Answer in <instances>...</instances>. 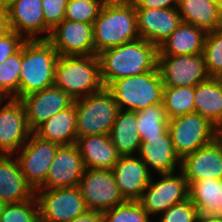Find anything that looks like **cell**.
<instances>
[{"mask_svg": "<svg viewBox=\"0 0 222 222\" xmlns=\"http://www.w3.org/2000/svg\"><path fill=\"white\" fill-rule=\"evenodd\" d=\"M194 112L214 126L222 123V86L214 77L195 86Z\"/></svg>", "mask_w": 222, "mask_h": 222, "instance_id": "f1b7e54d", "label": "cell"}, {"mask_svg": "<svg viewBox=\"0 0 222 222\" xmlns=\"http://www.w3.org/2000/svg\"><path fill=\"white\" fill-rule=\"evenodd\" d=\"M218 17H219L220 23L222 24V1L218 5Z\"/></svg>", "mask_w": 222, "mask_h": 222, "instance_id": "f6af8a7d", "label": "cell"}, {"mask_svg": "<svg viewBox=\"0 0 222 222\" xmlns=\"http://www.w3.org/2000/svg\"><path fill=\"white\" fill-rule=\"evenodd\" d=\"M22 46L0 64V98L19 99Z\"/></svg>", "mask_w": 222, "mask_h": 222, "instance_id": "1f68e13d", "label": "cell"}, {"mask_svg": "<svg viewBox=\"0 0 222 222\" xmlns=\"http://www.w3.org/2000/svg\"><path fill=\"white\" fill-rule=\"evenodd\" d=\"M218 82L220 83V85L222 86V73H220L217 77H215Z\"/></svg>", "mask_w": 222, "mask_h": 222, "instance_id": "7dc6e473", "label": "cell"}, {"mask_svg": "<svg viewBox=\"0 0 222 222\" xmlns=\"http://www.w3.org/2000/svg\"><path fill=\"white\" fill-rule=\"evenodd\" d=\"M2 206H3V203L0 201V211H1Z\"/></svg>", "mask_w": 222, "mask_h": 222, "instance_id": "f907efd6", "label": "cell"}, {"mask_svg": "<svg viewBox=\"0 0 222 222\" xmlns=\"http://www.w3.org/2000/svg\"><path fill=\"white\" fill-rule=\"evenodd\" d=\"M189 187L195 182L205 179L222 180V148L214 140L206 146L185 156L181 160V168Z\"/></svg>", "mask_w": 222, "mask_h": 222, "instance_id": "ffe728a7", "label": "cell"}, {"mask_svg": "<svg viewBox=\"0 0 222 222\" xmlns=\"http://www.w3.org/2000/svg\"><path fill=\"white\" fill-rule=\"evenodd\" d=\"M206 32L181 22L178 28L158 47V55H194L203 53Z\"/></svg>", "mask_w": 222, "mask_h": 222, "instance_id": "cb8c5ba5", "label": "cell"}, {"mask_svg": "<svg viewBox=\"0 0 222 222\" xmlns=\"http://www.w3.org/2000/svg\"><path fill=\"white\" fill-rule=\"evenodd\" d=\"M106 0H68L64 19L93 24Z\"/></svg>", "mask_w": 222, "mask_h": 222, "instance_id": "e575fe53", "label": "cell"}, {"mask_svg": "<svg viewBox=\"0 0 222 222\" xmlns=\"http://www.w3.org/2000/svg\"><path fill=\"white\" fill-rule=\"evenodd\" d=\"M168 131L181 160L215 140V126L196 112L169 119Z\"/></svg>", "mask_w": 222, "mask_h": 222, "instance_id": "52a82bcc", "label": "cell"}, {"mask_svg": "<svg viewBox=\"0 0 222 222\" xmlns=\"http://www.w3.org/2000/svg\"><path fill=\"white\" fill-rule=\"evenodd\" d=\"M139 201H125L103 212V222H152Z\"/></svg>", "mask_w": 222, "mask_h": 222, "instance_id": "d6a6232c", "label": "cell"}, {"mask_svg": "<svg viewBox=\"0 0 222 222\" xmlns=\"http://www.w3.org/2000/svg\"><path fill=\"white\" fill-rule=\"evenodd\" d=\"M58 58L47 39L26 40L22 44L19 100L54 85Z\"/></svg>", "mask_w": 222, "mask_h": 222, "instance_id": "3957f363", "label": "cell"}, {"mask_svg": "<svg viewBox=\"0 0 222 222\" xmlns=\"http://www.w3.org/2000/svg\"><path fill=\"white\" fill-rule=\"evenodd\" d=\"M164 87H195L210 78L203 53L194 55H158L157 64Z\"/></svg>", "mask_w": 222, "mask_h": 222, "instance_id": "8fae6325", "label": "cell"}, {"mask_svg": "<svg viewBox=\"0 0 222 222\" xmlns=\"http://www.w3.org/2000/svg\"><path fill=\"white\" fill-rule=\"evenodd\" d=\"M78 188L87 209L104 212L125 202L112 170L86 169Z\"/></svg>", "mask_w": 222, "mask_h": 222, "instance_id": "30bf717a", "label": "cell"}, {"mask_svg": "<svg viewBox=\"0 0 222 222\" xmlns=\"http://www.w3.org/2000/svg\"><path fill=\"white\" fill-rule=\"evenodd\" d=\"M178 172V175L176 173ZM158 174L160 180L153 181V175L143 191L139 203L149 216H159L172 205L189 199V185L181 170ZM180 173V174H179Z\"/></svg>", "mask_w": 222, "mask_h": 222, "instance_id": "ba28073f", "label": "cell"}, {"mask_svg": "<svg viewBox=\"0 0 222 222\" xmlns=\"http://www.w3.org/2000/svg\"><path fill=\"white\" fill-rule=\"evenodd\" d=\"M75 104L56 113L39 125L33 133L58 145L75 144L77 140Z\"/></svg>", "mask_w": 222, "mask_h": 222, "instance_id": "d4e9b609", "label": "cell"}, {"mask_svg": "<svg viewBox=\"0 0 222 222\" xmlns=\"http://www.w3.org/2000/svg\"><path fill=\"white\" fill-rule=\"evenodd\" d=\"M93 38L96 54L139 39L134 4L130 0H106L93 23Z\"/></svg>", "mask_w": 222, "mask_h": 222, "instance_id": "7a4b0ae2", "label": "cell"}, {"mask_svg": "<svg viewBox=\"0 0 222 222\" xmlns=\"http://www.w3.org/2000/svg\"><path fill=\"white\" fill-rule=\"evenodd\" d=\"M182 22L192 24L206 33L219 30L218 6L209 0H178Z\"/></svg>", "mask_w": 222, "mask_h": 222, "instance_id": "4316f807", "label": "cell"}, {"mask_svg": "<svg viewBox=\"0 0 222 222\" xmlns=\"http://www.w3.org/2000/svg\"><path fill=\"white\" fill-rule=\"evenodd\" d=\"M112 172L125 201H139L152 178V172L137 155L120 156Z\"/></svg>", "mask_w": 222, "mask_h": 222, "instance_id": "d6986e66", "label": "cell"}, {"mask_svg": "<svg viewBox=\"0 0 222 222\" xmlns=\"http://www.w3.org/2000/svg\"><path fill=\"white\" fill-rule=\"evenodd\" d=\"M31 133L22 101L0 98V154L15 155Z\"/></svg>", "mask_w": 222, "mask_h": 222, "instance_id": "4fadbf2b", "label": "cell"}, {"mask_svg": "<svg viewBox=\"0 0 222 222\" xmlns=\"http://www.w3.org/2000/svg\"><path fill=\"white\" fill-rule=\"evenodd\" d=\"M74 104L77 137L110 134L119 107L106 88L95 94L76 99Z\"/></svg>", "mask_w": 222, "mask_h": 222, "instance_id": "8992f818", "label": "cell"}, {"mask_svg": "<svg viewBox=\"0 0 222 222\" xmlns=\"http://www.w3.org/2000/svg\"><path fill=\"white\" fill-rule=\"evenodd\" d=\"M137 127L135 111H118L109 136L120 156L138 154L141 139Z\"/></svg>", "mask_w": 222, "mask_h": 222, "instance_id": "484cf974", "label": "cell"}, {"mask_svg": "<svg viewBox=\"0 0 222 222\" xmlns=\"http://www.w3.org/2000/svg\"><path fill=\"white\" fill-rule=\"evenodd\" d=\"M14 0H0V5L8 7Z\"/></svg>", "mask_w": 222, "mask_h": 222, "instance_id": "bcb514c9", "label": "cell"}, {"mask_svg": "<svg viewBox=\"0 0 222 222\" xmlns=\"http://www.w3.org/2000/svg\"><path fill=\"white\" fill-rule=\"evenodd\" d=\"M198 222H222V216H200Z\"/></svg>", "mask_w": 222, "mask_h": 222, "instance_id": "ee69618b", "label": "cell"}, {"mask_svg": "<svg viewBox=\"0 0 222 222\" xmlns=\"http://www.w3.org/2000/svg\"><path fill=\"white\" fill-rule=\"evenodd\" d=\"M39 218V205L36 197L32 199L3 204L0 211V222H35Z\"/></svg>", "mask_w": 222, "mask_h": 222, "instance_id": "836d02e7", "label": "cell"}, {"mask_svg": "<svg viewBox=\"0 0 222 222\" xmlns=\"http://www.w3.org/2000/svg\"><path fill=\"white\" fill-rule=\"evenodd\" d=\"M69 222H103V212L87 209L82 215Z\"/></svg>", "mask_w": 222, "mask_h": 222, "instance_id": "60d3db41", "label": "cell"}, {"mask_svg": "<svg viewBox=\"0 0 222 222\" xmlns=\"http://www.w3.org/2000/svg\"><path fill=\"white\" fill-rule=\"evenodd\" d=\"M97 56L104 88L118 79L158 70V47L142 38L103 50Z\"/></svg>", "mask_w": 222, "mask_h": 222, "instance_id": "6da1fadb", "label": "cell"}, {"mask_svg": "<svg viewBox=\"0 0 222 222\" xmlns=\"http://www.w3.org/2000/svg\"><path fill=\"white\" fill-rule=\"evenodd\" d=\"M195 87H164L162 105L167 118L194 112Z\"/></svg>", "mask_w": 222, "mask_h": 222, "instance_id": "f546056e", "label": "cell"}, {"mask_svg": "<svg viewBox=\"0 0 222 222\" xmlns=\"http://www.w3.org/2000/svg\"><path fill=\"white\" fill-rule=\"evenodd\" d=\"M85 170L86 167L77 146L61 145L55 153L45 182L39 189L78 186Z\"/></svg>", "mask_w": 222, "mask_h": 222, "instance_id": "9a60e30c", "label": "cell"}, {"mask_svg": "<svg viewBox=\"0 0 222 222\" xmlns=\"http://www.w3.org/2000/svg\"><path fill=\"white\" fill-rule=\"evenodd\" d=\"M199 212L191 199L172 205L157 222H198Z\"/></svg>", "mask_w": 222, "mask_h": 222, "instance_id": "8d00e7d4", "label": "cell"}, {"mask_svg": "<svg viewBox=\"0 0 222 222\" xmlns=\"http://www.w3.org/2000/svg\"><path fill=\"white\" fill-rule=\"evenodd\" d=\"M163 88L159 70L121 78L106 87L119 110L135 112L151 105L162 104Z\"/></svg>", "mask_w": 222, "mask_h": 222, "instance_id": "5b68a950", "label": "cell"}, {"mask_svg": "<svg viewBox=\"0 0 222 222\" xmlns=\"http://www.w3.org/2000/svg\"><path fill=\"white\" fill-rule=\"evenodd\" d=\"M135 8L164 9L177 8L178 0H130Z\"/></svg>", "mask_w": 222, "mask_h": 222, "instance_id": "ab89813d", "label": "cell"}, {"mask_svg": "<svg viewBox=\"0 0 222 222\" xmlns=\"http://www.w3.org/2000/svg\"><path fill=\"white\" fill-rule=\"evenodd\" d=\"M209 1L218 6L222 0H209Z\"/></svg>", "mask_w": 222, "mask_h": 222, "instance_id": "c3c4849f", "label": "cell"}, {"mask_svg": "<svg viewBox=\"0 0 222 222\" xmlns=\"http://www.w3.org/2000/svg\"><path fill=\"white\" fill-rule=\"evenodd\" d=\"M35 197L39 218L45 222H69L87 210L78 186L38 189Z\"/></svg>", "mask_w": 222, "mask_h": 222, "instance_id": "9c48e42d", "label": "cell"}, {"mask_svg": "<svg viewBox=\"0 0 222 222\" xmlns=\"http://www.w3.org/2000/svg\"><path fill=\"white\" fill-rule=\"evenodd\" d=\"M35 222H45V221H43L40 218H38Z\"/></svg>", "mask_w": 222, "mask_h": 222, "instance_id": "681fc988", "label": "cell"}, {"mask_svg": "<svg viewBox=\"0 0 222 222\" xmlns=\"http://www.w3.org/2000/svg\"><path fill=\"white\" fill-rule=\"evenodd\" d=\"M26 39L17 34L15 31L0 35V64H2L8 57L16 53L22 46Z\"/></svg>", "mask_w": 222, "mask_h": 222, "instance_id": "f35d334b", "label": "cell"}, {"mask_svg": "<svg viewBox=\"0 0 222 222\" xmlns=\"http://www.w3.org/2000/svg\"><path fill=\"white\" fill-rule=\"evenodd\" d=\"M189 198L200 216H222V180L195 181L189 187Z\"/></svg>", "mask_w": 222, "mask_h": 222, "instance_id": "83f0119b", "label": "cell"}, {"mask_svg": "<svg viewBox=\"0 0 222 222\" xmlns=\"http://www.w3.org/2000/svg\"><path fill=\"white\" fill-rule=\"evenodd\" d=\"M140 38L159 47L181 24L177 8H135Z\"/></svg>", "mask_w": 222, "mask_h": 222, "instance_id": "ac0fdd59", "label": "cell"}, {"mask_svg": "<svg viewBox=\"0 0 222 222\" xmlns=\"http://www.w3.org/2000/svg\"><path fill=\"white\" fill-rule=\"evenodd\" d=\"M10 30L8 23V9L0 5V35Z\"/></svg>", "mask_w": 222, "mask_h": 222, "instance_id": "b9f144b4", "label": "cell"}, {"mask_svg": "<svg viewBox=\"0 0 222 222\" xmlns=\"http://www.w3.org/2000/svg\"><path fill=\"white\" fill-rule=\"evenodd\" d=\"M59 56L97 55L94 50L93 24L64 19L47 39Z\"/></svg>", "mask_w": 222, "mask_h": 222, "instance_id": "5bb4252c", "label": "cell"}, {"mask_svg": "<svg viewBox=\"0 0 222 222\" xmlns=\"http://www.w3.org/2000/svg\"><path fill=\"white\" fill-rule=\"evenodd\" d=\"M34 196L35 191L27 183L15 156L0 154V201L3 204L18 203Z\"/></svg>", "mask_w": 222, "mask_h": 222, "instance_id": "7402d4cb", "label": "cell"}, {"mask_svg": "<svg viewBox=\"0 0 222 222\" xmlns=\"http://www.w3.org/2000/svg\"><path fill=\"white\" fill-rule=\"evenodd\" d=\"M75 145L86 169L112 170L120 157L109 135L77 137Z\"/></svg>", "mask_w": 222, "mask_h": 222, "instance_id": "603a6c76", "label": "cell"}, {"mask_svg": "<svg viewBox=\"0 0 222 222\" xmlns=\"http://www.w3.org/2000/svg\"><path fill=\"white\" fill-rule=\"evenodd\" d=\"M54 85L74 100L100 92L104 86L98 56H59Z\"/></svg>", "mask_w": 222, "mask_h": 222, "instance_id": "277c9868", "label": "cell"}, {"mask_svg": "<svg viewBox=\"0 0 222 222\" xmlns=\"http://www.w3.org/2000/svg\"><path fill=\"white\" fill-rule=\"evenodd\" d=\"M203 57L210 77L215 78L222 73V30L206 34Z\"/></svg>", "mask_w": 222, "mask_h": 222, "instance_id": "d590c367", "label": "cell"}, {"mask_svg": "<svg viewBox=\"0 0 222 222\" xmlns=\"http://www.w3.org/2000/svg\"><path fill=\"white\" fill-rule=\"evenodd\" d=\"M137 131L141 142L163 135L168 130V118L162 104H155L136 112Z\"/></svg>", "mask_w": 222, "mask_h": 222, "instance_id": "4dcf8cb0", "label": "cell"}, {"mask_svg": "<svg viewBox=\"0 0 222 222\" xmlns=\"http://www.w3.org/2000/svg\"><path fill=\"white\" fill-rule=\"evenodd\" d=\"M215 141L222 148V123L215 126Z\"/></svg>", "mask_w": 222, "mask_h": 222, "instance_id": "7bdbcfd3", "label": "cell"}, {"mask_svg": "<svg viewBox=\"0 0 222 222\" xmlns=\"http://www.w3.org/2000/svg\"><path fill=\"white\" fill-rule=\"evenodd\" d=\"M138 156L150 172L153 170L157 174L173 173L181 168V159L175 152L168 130L161 136L142 141Z\"/></svg>", "mask_w": 222, "mask_h": 222, "instance_id": "44dd1931", "label": "cell"}, {"mask_svg": "<svg viewBox=\"0 0 222 222\" xmlns=\"http://www.w3.org/2000/svg\"><path fill=\"white\" fill-rule=\"evenodd\" d=\"M68 0H41L46 26L52 31L64 20Z\"/></svg>", "mask_w": 222, "mask_h": 222, "instance_id": "74e56055", "label": "cell"}, {"mask_svg": "<svg viewBox=\"0 0 222 222\" xmlns=\"http://www.w3.org/2000/svg\"><path fill=\"white\" fill-rule=\"evenodd\" d=\"M10 30L26 40L48 39L51 30L45 24L41 0H14L8 7ZM43 37H38V35Z\"/></svg>", "mask_w": 222, "mask_h": 222, "instance_id": "e0dca14e", "label": "cell"}, {"mask_svg": "<svg viewBox=\"0 0 222 222\" xmlns=\"http://www.w3.org/2000/svg\"><path fill=\"white\" fill-rule=\"evenodd\" d=\"M59 146L54 142L38 137L32 132L27 142L19 149V155H15L22 174L34 191L44 184Z\"/></svg>", "mask_w": 222, "mask_h": 222, "instance_id": "7c38bea8", "label": "cell"}, {"mask_svg": "<svg viewBox=\"0 0 222 222\" xmlns=\"http://www.w3.org/2000/svg\"><path fill=\"white\" fill-rule=\"evenodd\" d=\"M26 110L27 124L33 132L39 125L74 104V99L55 85L21 99Z\"/></svg>", "mask_w": 222, "mask_h": 222, "instance_id": "2e32d148", "label": "cell"}]
</instances>
